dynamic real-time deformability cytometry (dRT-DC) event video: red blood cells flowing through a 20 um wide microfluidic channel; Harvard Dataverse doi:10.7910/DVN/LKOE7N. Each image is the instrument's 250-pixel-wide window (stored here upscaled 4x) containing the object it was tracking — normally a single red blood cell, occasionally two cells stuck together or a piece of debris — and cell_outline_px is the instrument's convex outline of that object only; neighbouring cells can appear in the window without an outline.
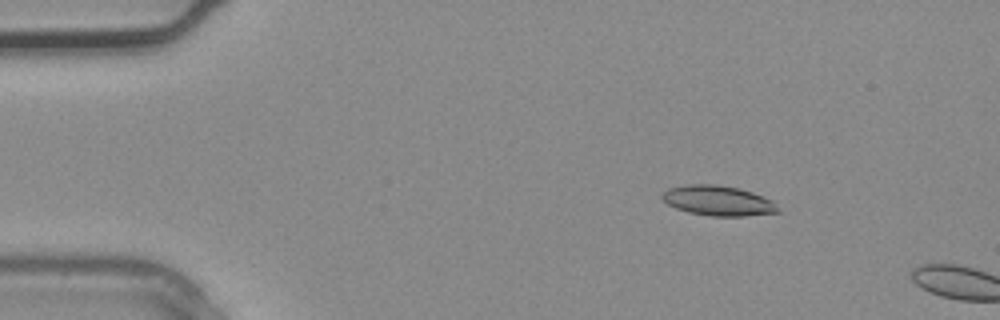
{"species": "common noctule bat (a hibernating species)", "species_latin": "Nyctalus noctula", "temperature_condition": "warm", "stored_images_in_passage": 3, "camera_frame_rate_fps": 3000, "um_per_image_px": 0.085, "animal": {"sex": "male", "body_mass_g": 20.4}, "frame": {"image": 1, "passage_image": 2, "time_ms": 0.333, "image_size_px": [1000, 320], "cell_outline_px": [[780, 212], [744, 216], [712, 216], [688, 212], [676, 208], [668, 204], [660, 196], [668, 188], [688, 184], [712, 184], [740, 188], [752, 192], [772, 200], [776, 204]], "centroid_in_image_um": [61.04, 17.05], "position_along_channel_um": 24.0, "area_um2": 20.23}}